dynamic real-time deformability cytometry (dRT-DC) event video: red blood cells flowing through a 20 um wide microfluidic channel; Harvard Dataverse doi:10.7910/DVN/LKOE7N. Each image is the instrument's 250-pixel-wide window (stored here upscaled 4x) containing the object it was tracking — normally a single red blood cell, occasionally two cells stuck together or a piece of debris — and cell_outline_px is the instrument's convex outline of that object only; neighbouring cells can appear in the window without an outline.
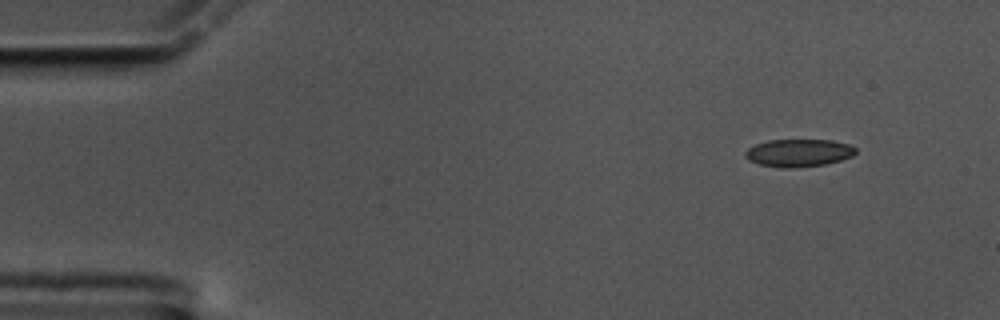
{"species": "common noctule bat (a hibernating species)", "species_latin": "Nyctalus noctula", "temperature_condition": "cold", "stored_images_in_passage": 52, "camera_frame_rate_fps": 3000, "um_per_image_px": 0.085, "animal": {"sex": "male", "body_mass_g": 17.5, "forearm_length_mm": 52.3}, "frame": {"image": 1, "passage_image": 1, "time_ms": 0.0, "image_size_px": [1000, 320], "cell_outline_px": [[856, 152], [852, 156], [840, 160], [824, 164], [792, 168], [784, 168], [760, 164], [748, 160], [744, 156], [744, 152], [748, 148], [756, 144], [768, 140], [832, 140], [848, 144], [856, 148]], "centroid_in_image_um": [67.86, 12.99], "position_along_channel_um": 17.1, "area_um2": 17.69}}
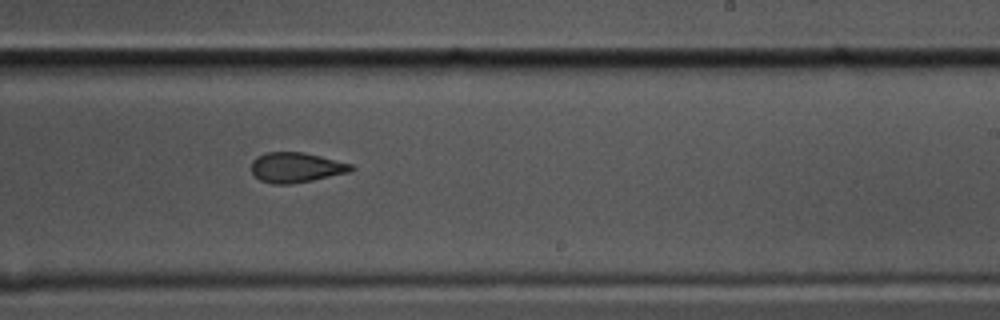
{"frame": {"image": 2, "passage_image": 30, "time_ms": 9.667, "image_size_px": [1000, 320], "cell_outline_px": [[356, 168], [352, 172], [312, 180], [288, 184], [272, 184], [260, 180], [252, 172], [252, 160], [256, 156], [264, 152], [304, 152], [352, 164]], "centroid_in_image_um": [25.18, 14.23], "position_along_channel_um": 263.8, "area_um2": 17.57}}
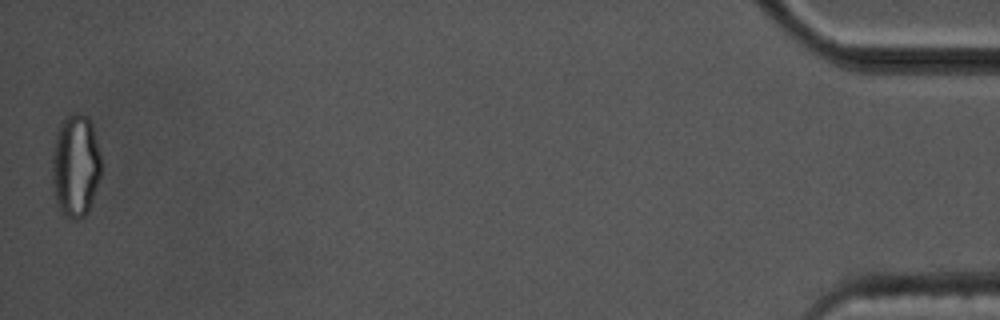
{"frame": {"image": 3, "passage_image": 52, "time_ms": 17.0, "image_size_px": [1000, 320], "cell_outline_px": [[100, 176], [88, 212], [84, 216], [76, 220], [72, 220], [60, 212], [56, 204], [52, 180], [52, 152], [56, 132], [60, 124], [68, 116], [76, 112], [80, 112], [88, 116], [92, 124], [100, 156]], "centroid_in_image_um": [6.4, 14.09], "position_along_channel_um": 428.8, "area_um2": 29.54}, "authors_computed_cell_mechanics": {"area_um2": 18.496, "velocity_mm_per_s": 3.5236, "shape_relaxation_time_tau1_ms": 8.9815, "shape_relaxation_time_tau2_ms": 2.5243, "deformation_change_tau1": 0.186, "deformation_change_tau2": 0.0851}}